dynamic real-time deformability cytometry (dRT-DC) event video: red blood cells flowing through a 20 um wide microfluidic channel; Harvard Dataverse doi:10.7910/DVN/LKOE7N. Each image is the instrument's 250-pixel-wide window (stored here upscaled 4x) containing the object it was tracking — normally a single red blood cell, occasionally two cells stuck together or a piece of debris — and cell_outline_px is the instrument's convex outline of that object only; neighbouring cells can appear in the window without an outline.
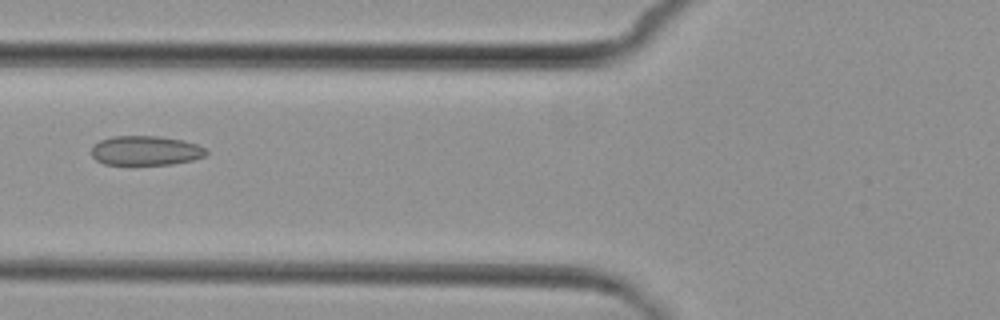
{"species": "common noctule bat (a hibernating species)", "species_latin": "Nyctalus noctula", "temperature_condition": "cold", "stored_images_in_passage": 6, "camera_frame_rate_fps": 3000, "um_per_image_px": 0.085, "animal": {"sex": "female", "body_mass_g": 29.2, "forearm_length_mm": 56.3}, "frame": {"image": 1, "passage_image": 5, "time_ms": 6.0, "image_size_px": [1000, 320], "cell_outline_px": [[208, 152], [204, 156], [192, 160], [172, 164], [104, 164], [96, 160], [92, 156], [92, 148], [100, 140], [112, 136], [160, 136], [184, 140], [196, 144], [204, 148]], "centroid_in_image_um": [12.38, 12.79], "position_along_channel_um": 113.4, "area_um2": 19.59}}
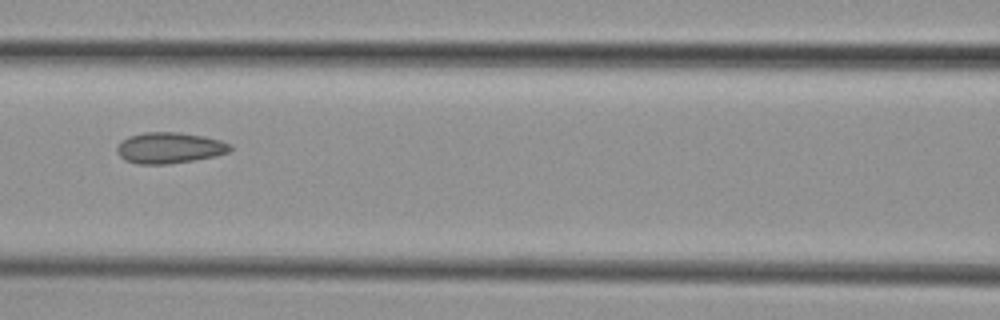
{"frame": {"image": 2, "passage_image": 6, "time_ms": 7.0, "image_size_px": [1000, 320], "cell_outline_px": [[232, 148], [228, 152], [216, 156], [168, 164], [140, 164], [124, 160], [116, 152], [116, 148], [128, 136], [144, 132], [180, 132], [204, 136], [220, 140], [232, 144]], "centroid_in_image_um": [14.42, 12.56], "position_along_channel_um": 152.2, "area_um2": 20.46}}